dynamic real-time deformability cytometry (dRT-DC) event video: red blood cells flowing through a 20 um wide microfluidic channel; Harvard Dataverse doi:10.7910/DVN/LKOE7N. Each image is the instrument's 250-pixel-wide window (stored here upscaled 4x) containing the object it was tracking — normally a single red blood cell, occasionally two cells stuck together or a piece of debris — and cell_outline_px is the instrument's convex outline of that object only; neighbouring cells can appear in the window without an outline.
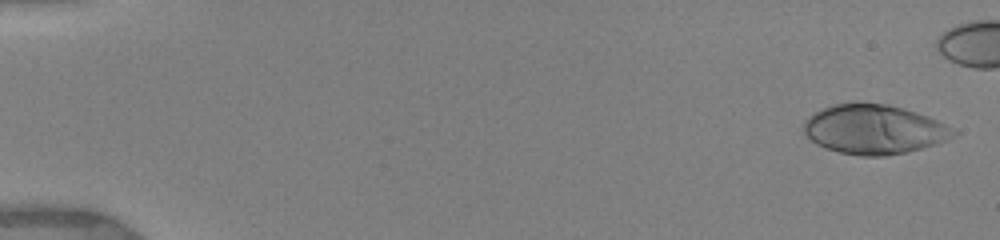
{"species": "human", "species_latin": "Homo sapiens", "temperature_condition": "warm", "stored_images_in_passage": 48, "camera_frame_rate_fps": 3000, "um_per_image_px": 0.085, "donor": {"sex": "female"}, "frame": {"image": 1, "passage_image": 3, "time_ms": 0.333, "image_size_px": [1000, 240], "cell_outline_px": [[960, 132], [956, 136], [908, 152], [884, 156], [860, 156], [840, 152], [824, 148], [816, 144], [804, 132], [804, 124], [808, 116], [812, 112], [832, 104], [888, 104], [904, 108], [928, 116]], "centroid_in_image_um": [74.28, 11.0], "position_along_channel_um": 10.7, "area_um2": 42.77}}
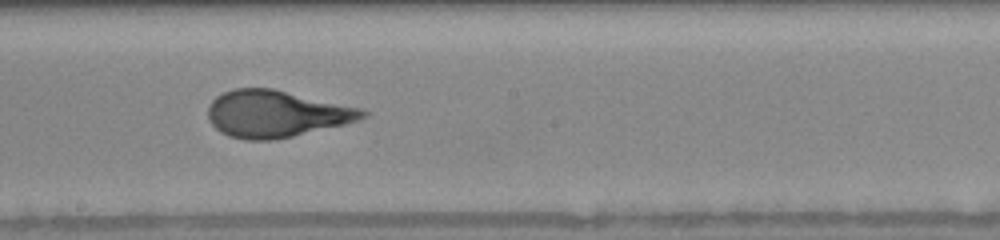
{"frame": {"image": 2, "passage_image": 30, "time_ms": 9.667, "image_size_px": [1000, 240], "cell_outline_px": [[368, 116], [360, 120], [344, 124], [292, 136], [272, 140], [244, 140], [228, 136], [220, 132], [212, 124], [208, 116], [208, 104], [216, 96], [224, 92], [236, 88], [272, 88], [360, 108], [368, 112]], "centroid_in_image_um": [23.44, 9.68], "position_along_channel_um": 224.8, "area_um2": 42.02}}
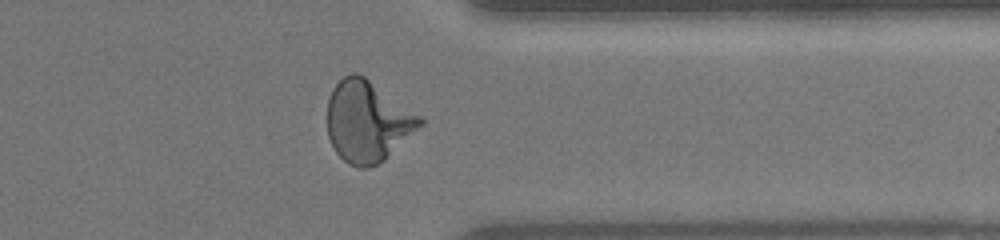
{"frame": {"image": 3, "passage_image": 44, "time_ms": 13.667, "image_size_px": [1000, 240], "cell_outline_px": [[424, 124], [384, 160], [368, 168], [360, 168], [348, 164], [336, 152], [328, 136], [328, 100], [332, 88], [344, 76], [352, 72], [356, 72], [364, 76], [420, 116], [424, 120]], "centroid_in_image_um": [31.23, 10.33], "position_along_channel_um": 380.2, "area_um2": 43.41}, "authors_computed_cell_mechanics": {"area_um2": 41.616, "velocity_mm_per_s": 3.9536, "shape_relaxation_time_tau1_ms": 5.6112, "shape_relaxation_time_tau2_ms": null, "deformation_change_tau1": 0.2715, "deformation_change_tau2": null}}